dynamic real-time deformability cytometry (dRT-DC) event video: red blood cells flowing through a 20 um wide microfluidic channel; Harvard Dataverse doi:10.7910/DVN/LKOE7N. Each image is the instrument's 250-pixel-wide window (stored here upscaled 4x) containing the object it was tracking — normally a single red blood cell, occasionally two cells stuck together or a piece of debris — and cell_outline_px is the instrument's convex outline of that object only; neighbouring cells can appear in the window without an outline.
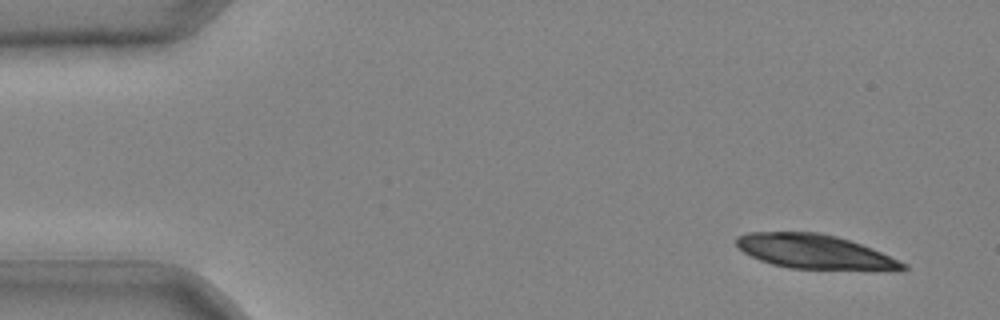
{"species": "common noctule bat (a hibernating species)", "species_latin": "Nyctalus noctula", "temperature_condition": "cold", "stored_images_in_passage": 41, "camera_frame_rate_fps": 3000, "um_per_image_px": 0.085, "animal": {"sex": "male", "body_mass_g": 20.4}, "frame": {"image": 1, "passage_image": 2, "time_ms": 0.333, "image_size_px": [1000, 320], "cell_outline_px": [[908, 268], [904, 272], [896, 272], [788, 268], [772, 264], [760, 260], [744, 252], [736, 244], [736, 236], [748, 232], [816, 232], [836, 236], [860, 244], [900, 260], [908, 264]], "centroid_in_image_um": [69.36, 21.44], "position_along_channel_um": 15.6, "area_um2": 33.93}}
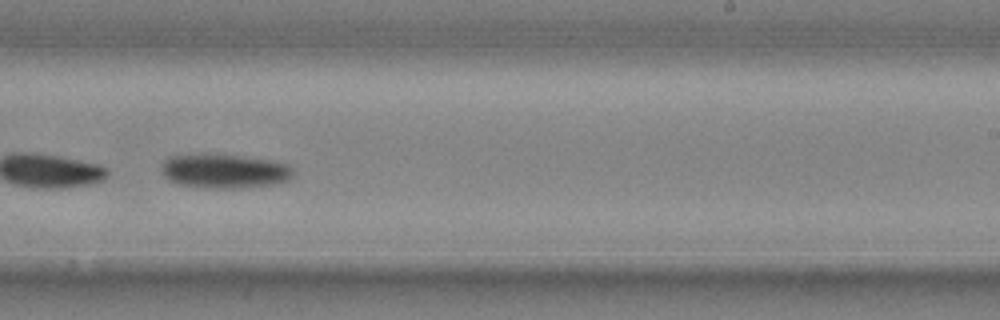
{"frame": {"image": 2, "passage_image": 26, "time_ms": 8.333, "image_size_px": [1000, 320], "cell_outline_px": [[296, 172], [288, 180], [280, 184], [240, 188], [208, 188], [176, 184], [168, 180], [160, 172], [160, 164], [168, 156], [204, 152], [240, 156], [272, 160], [288, 164]], "centroid_in_image_um": [19.04, 14.53], "position_along_channel_um": 270.0, "area_um2": 27.28}}
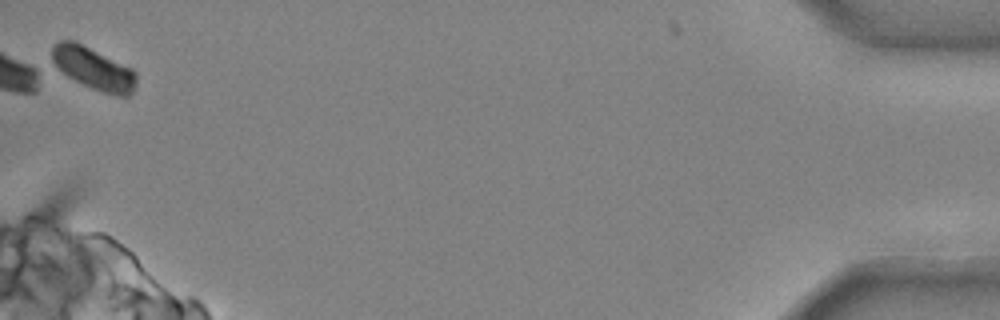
{"frame": {"image": 3, "passage_image": 41, "time_ms": 13.333, "image_size_px": [1000, 320], "cell_outline_px": [[136, 84], [132, 92], [128, 96], [116, 96], [92, 88], [68, 76], [56, 68], [52, 64], [52, 44], [60, 40], [72, 40], [132, 68], [136, 72]], "centroid_in_image_um": [7.93, 5.82], "position_along_channel_um": 427.3, "area_um2": 20.58}}